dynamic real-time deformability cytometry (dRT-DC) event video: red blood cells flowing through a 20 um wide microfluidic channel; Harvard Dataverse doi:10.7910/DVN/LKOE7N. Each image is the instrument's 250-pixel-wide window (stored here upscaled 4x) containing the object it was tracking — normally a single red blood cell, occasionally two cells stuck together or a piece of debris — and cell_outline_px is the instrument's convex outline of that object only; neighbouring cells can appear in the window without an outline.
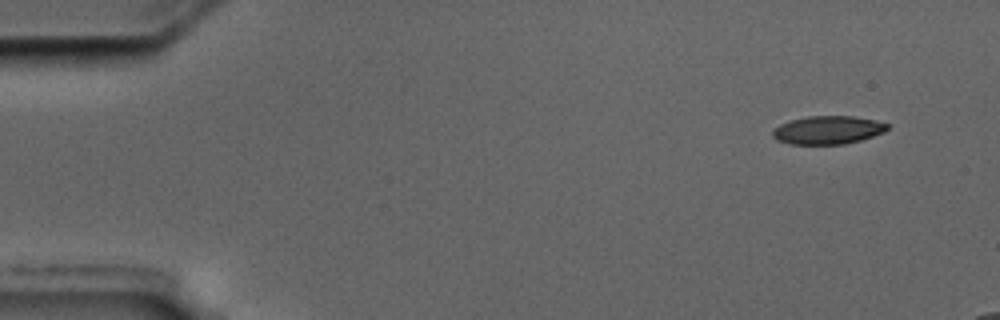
{"species": "common noctule bat (a hibernating species)", "species_latin": "Nyctalus noctula", "temperature_condition": "cold", "stored_images_in_passage": 11, "camera_frame_rate_fps": 3000, "um_per_image_px": 0.085, "animal": {"sex": "male", "body_mass_g": 17.5, "forearm_length_mm": 52.3}, "frame": {"image": 1, "passage_image": 1, "time_ms": 0.0, "image_size_px": [1000, 320], "cell_outline_px": [[888, 128], [884, 132], [860, 140], [844, 144], [788, 144], [776, 140], [772, 136], [772, 128], [788, 120], [808, 116], [852, 116], [876, 120], [888, 124]], "centroid_in_image_um": [70.31, 11.05], "position_along_channel_um": 14.7, "area_um2": 19.02}}